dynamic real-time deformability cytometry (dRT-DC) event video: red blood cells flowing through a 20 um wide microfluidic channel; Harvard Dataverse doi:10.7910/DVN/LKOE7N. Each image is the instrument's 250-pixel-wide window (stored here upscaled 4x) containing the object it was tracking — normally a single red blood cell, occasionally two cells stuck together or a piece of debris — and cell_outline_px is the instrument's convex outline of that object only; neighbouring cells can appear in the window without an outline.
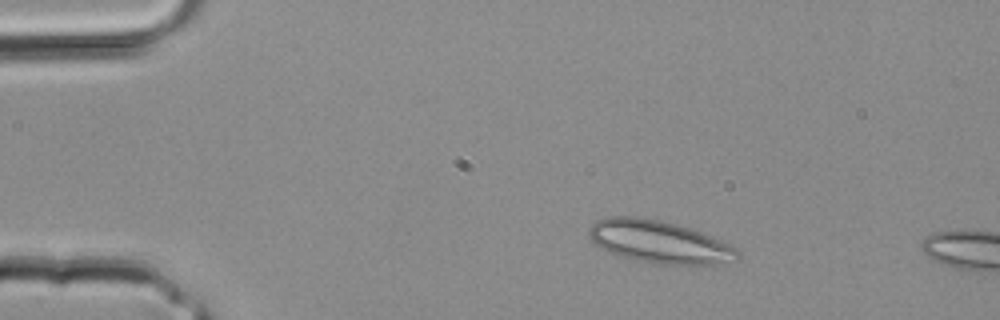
{"species": "common noctule bat (a hibernating species)", "species_latin": "Nyctalus noctula", "temperature_condition": "room temperature", "stored_images_in_passage": 2, "camera_frame_rate_fps": 3000, "um_per_image_px": 0.085, "animal": {"sex": "male", "body_mass_g": 20.4}, "frame": {"image": 1, "passage_image": 1, "time_ms": 0.0, "image_size_px": [1000, 320], "cell_outline_px": [[740, 256], [736, 260], [712, 268], [660, 264], [636, 260], [600, 248], [588, 236], [588, 228], [596, 220], [608, 216], [636, 216], [660, 220], [692, 228], [728, 244], [736, 248], [740, 252]], "centroid_in_image_um": [56.12, 20.59], "position_along_channel_um": 28.9, "area_um2": 37.69}}